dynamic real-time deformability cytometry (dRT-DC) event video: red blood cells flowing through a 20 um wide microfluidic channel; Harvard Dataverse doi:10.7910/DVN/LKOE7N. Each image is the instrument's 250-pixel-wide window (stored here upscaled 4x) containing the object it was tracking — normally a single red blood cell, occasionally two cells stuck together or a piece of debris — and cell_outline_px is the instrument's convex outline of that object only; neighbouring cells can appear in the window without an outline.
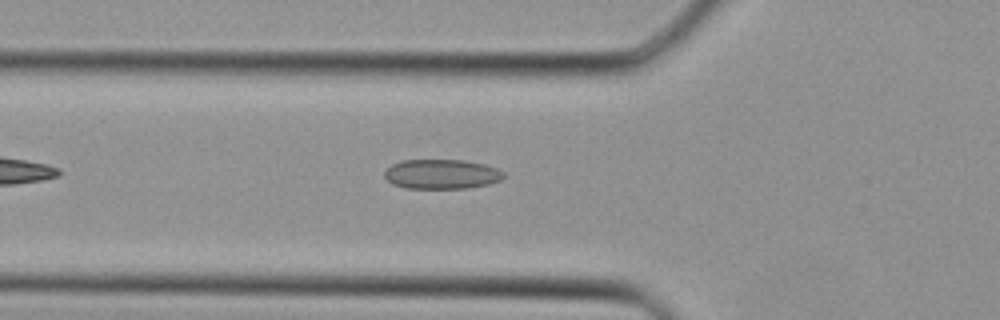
{"species": "Egyptian fruit bat (a non-hibernating species)", "species_latin": "Rousettus aegyptiacus", "temperature_condition": "cold", "stored_images_in_passage": 30, "camera_frame_rate_fps": 3000, "um_per_image_px": 0.085, "animal": {"sex": "female"}, "frame": {"image": 1, "passage_image": 5, "time_ms": 1.333, "image_size_px": [1000, 320], "cell_outline_px": [[504, 176], [500, 180], [488, 184], [468, 188], [404, 188], [392, 184], [384, 176], [384, 172], [392, 164], [400, 160], [464, 160], [484, 164], [496, 168], [504, 172]], "centroid_in_image_um": [37.52, 14.8], "position_along_channel_um": 88.3, "area_um2": 20.58}}
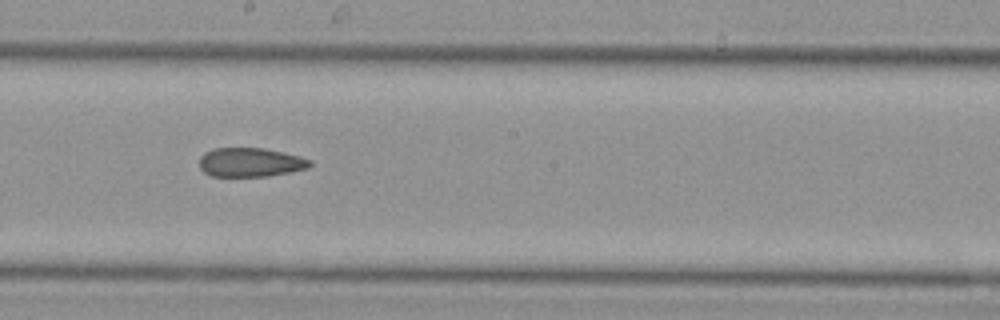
{"frame": {"image": 2, "passage_image": 13, "time_ms": 4.0, "image_size_px": [1000, 320], "cell_outline_px": [[312, 164], [308, 168], [268, 176], [212, 176], [204, 172], [200, 168], [200, 156], [204, 152], [212, 148], [264, 148], [300, 156], [312, 160]], "centroid_in_image_um": [21.27, 13.79], "position_along_channel_um": 226.9, "area_um2": 18.73}}
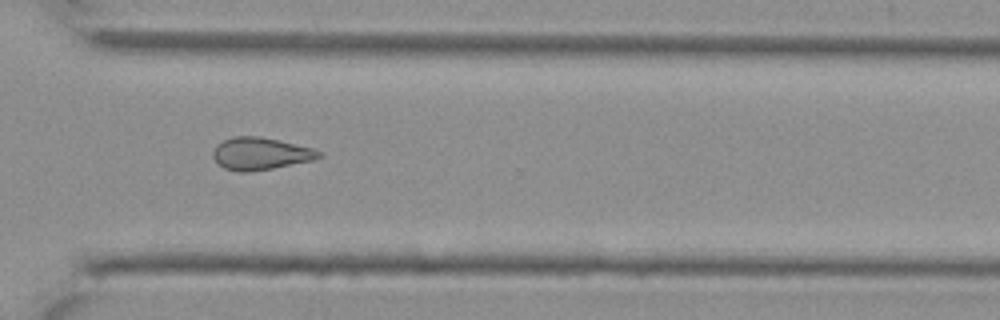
{"frame": {"image": 3, "passage_image": 20, "time_ms": 6.333, "image_size_px": [1000, 320], "cell_outline_px": [[324, 156], [312, 160], [272, 168], [248, 172], [240, 172], [224, 168], [212, 156], [212, 152], [216, 144], [232, 136], [260, 136], [280, 140], [312, 148], [324, 152]], "centroid_in_image_um": [22.15, 13.04], "position_along_channel_um": 348.5, "area_um2": 20.0}}